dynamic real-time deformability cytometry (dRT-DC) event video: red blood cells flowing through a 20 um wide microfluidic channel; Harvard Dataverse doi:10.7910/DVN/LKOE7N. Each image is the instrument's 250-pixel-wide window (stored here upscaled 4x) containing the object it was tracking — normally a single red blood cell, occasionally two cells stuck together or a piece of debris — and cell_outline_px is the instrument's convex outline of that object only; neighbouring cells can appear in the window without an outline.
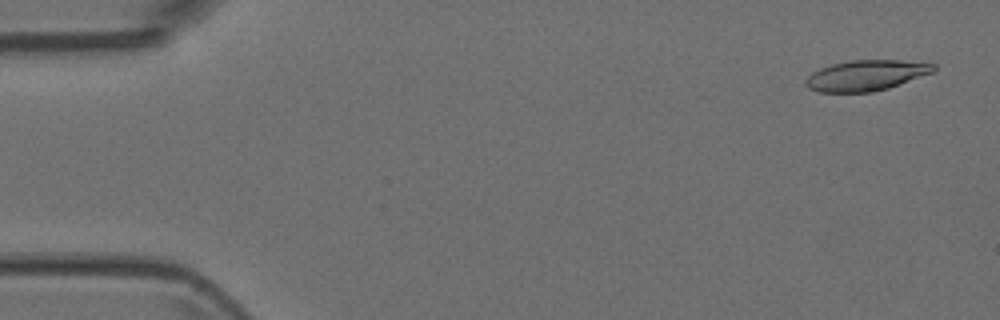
{"species": "Egyptian fruit bat (a non-hibernating species)", "species_latin": "Rousettus aegyptiacus", "temperature_condition": "room temperature", "stored_images_in_passage": 4, "camera_frame_rate_fps": 3000, "um_per_image_px": 0.085, "animal": {"sex": "female"}, "frame": {"image": 1, "passage_image": 1, "time_ms": 0.0, "image_size_px": [1000, 320], "cell_outline_px": [[936, 72], [888, 88], [872, 92], [820, 92], [808, 88], [804, 84], [804, 80], [812, 72], [820, 68], [832, 64], [852, 60], [900, 60], [936, 64]], "centroid_in_image_um": [73.63, 6.41], "position_along_channel_um": 11.4, "area_um2": 22.95}}
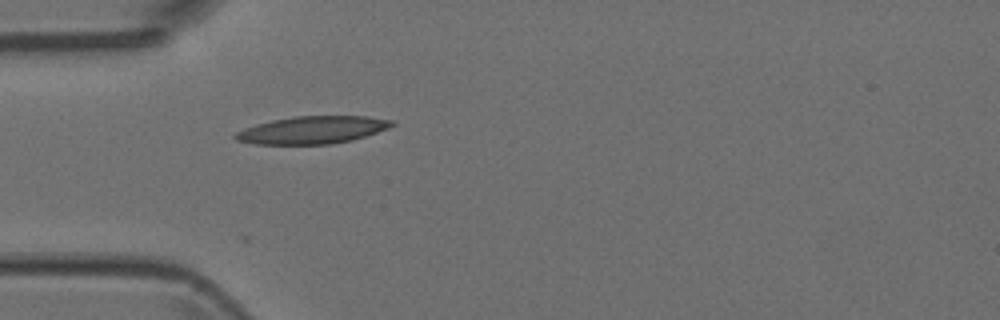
{"frame": {"image": 2, "passage_image": 4, "time_ms": 1.0, "image_size_px": [1000, 320], "cell_outline_px": [[396, 124], [388, 128], [352, 140], [332, 144], [252, 144], [236, 140], [232, 136], [236, 132], [244, 128], [256, 124], [272, 120], [292, 116], [368, 116], [396, 120]], "centroid_in_image_um": [26.55, 11.04], "position_along_channel_um": 58.4, "area_um2": 25.26}}